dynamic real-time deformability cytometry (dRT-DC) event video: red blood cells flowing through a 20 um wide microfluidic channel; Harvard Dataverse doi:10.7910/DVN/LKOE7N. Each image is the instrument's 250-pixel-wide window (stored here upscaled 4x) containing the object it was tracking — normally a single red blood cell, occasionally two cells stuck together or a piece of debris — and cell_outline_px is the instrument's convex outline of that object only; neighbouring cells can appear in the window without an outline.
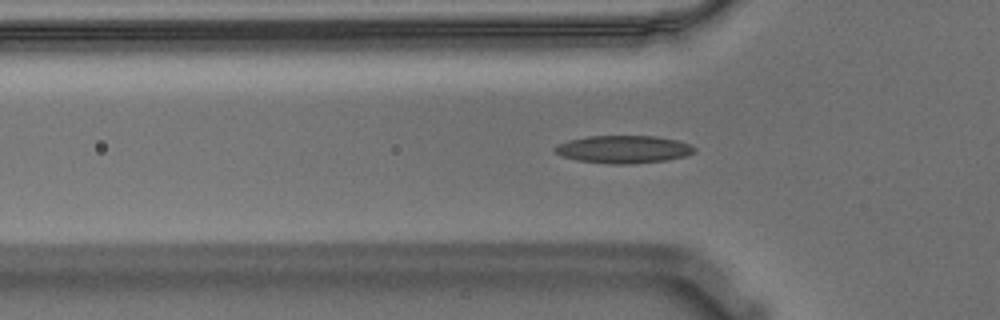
{"species": "Egyptian fruit bat (a non-hibernating species)", "species_latin": "Rousettus aegyptiacus", "temperature_condition": "warm", "stored_images_in_passage": 49, "camera_frame_rate_fps": 3000, "um_per_image_px": 0.085, "animal": {"sex": "male"}, "frame": {"image": 1, "passage_image": 10, "time_ms": 3.0, "image_size_px": [1000, 320], "cell_outline_px": [[696, 152], [684, 156], [668, 160], [632, 164], [612, 164], [576, 160], [564, 156], [556, 152], [552, 148], [568, 140], [588, 136], [656, 136], [676, 140], [688, 144], [696, 148]], "centroid_in_image_um": [53.01, 12.69], "position_along_channel_um": 72.8, "area_um2": 22.43}}
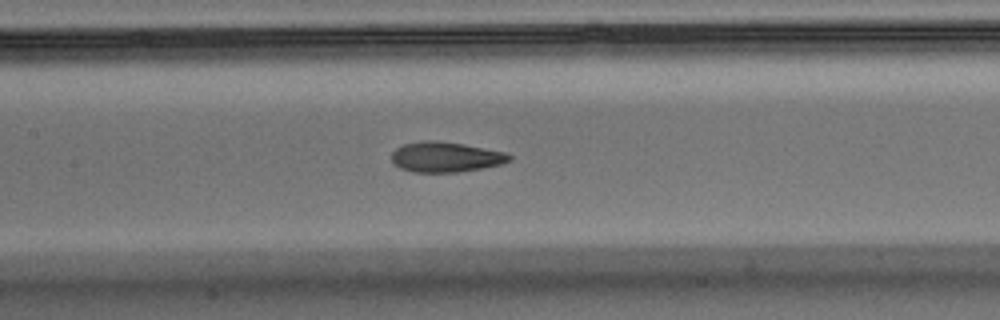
{"frame": {"image": 2, "passage_image": 18, "time_ms": 5.667, "image_size_px": [1000, 320], "cell_outline_px": [[512, 160], [500, 164], [460, 172], [412, 172], [400, 168], [392, 160], [392, 152], [396, 148], [404, 144], [424, 140], [436, 140], [464, 144], [504, 152], [512, 156]], "centroid_in_image_um": [37.87, 13.34], "position_along_channel_um": 169.5, "area_um2": 20.63}}
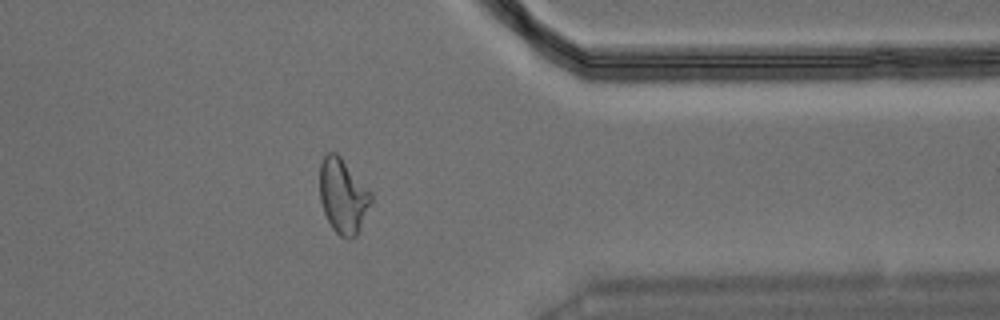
{"frame": {"image": 3, "passage_image": 37, "time_ms": 12.0, "image_size_px": [1000, 320], "cell_outline_px": [[372, 200], [360, 228], [356, 236], [348, 240], [340, 236], [332, 228], [324, 212], [320, 200], [320, 164], [324, 156], [328, 152], [336, 152], [340, 156], [372, 192]], "centroid_in_image_um": [29.16, 16.66], "position_along_channel_um": 382.2, "area_um2": 22.31}, "authors_computed_cell_mechanics": {"area_um2": 21.1548, "velocity_mm_per_s": 3.5675, "shape_relaxation_time_tau1_ms": null, "shape_relaxation_time_tau2_ms": 2.1216, "deformation_change_tau1": null, "deformation_change_tau2": 0.0985}}